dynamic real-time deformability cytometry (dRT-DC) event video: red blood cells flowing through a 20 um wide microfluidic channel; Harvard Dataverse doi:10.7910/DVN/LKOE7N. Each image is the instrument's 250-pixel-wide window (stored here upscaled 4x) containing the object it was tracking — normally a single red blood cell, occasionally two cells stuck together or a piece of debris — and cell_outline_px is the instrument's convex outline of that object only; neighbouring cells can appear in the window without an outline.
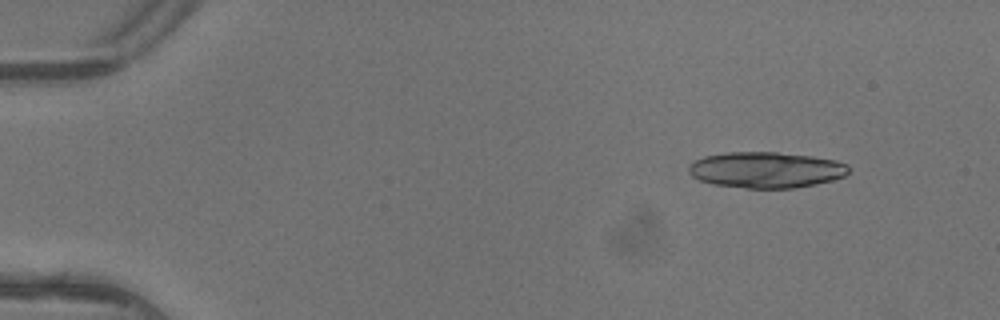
{"species": "common noctule bat (a hibernating species)", "species_latin": "Nyctalus noctula", "temperature_condition": "warm", "stored_images_in_passage": 6, "camera_frame_rate_fps": 3000, "um_per_image_px": 0.085, "animal": {"sex": "female"}, "frame": {"image": 1, "passage_image": 2, "time_ms": 0.333, "image_size_px": [1000, 320], "cell_outline_px": [[848, 172], [844, 176], [832, 180], [816, 184], [796, 188], [748, 188], [712, 184], [700, 180], [692, 176], [688, 172], [688, 164], [692, 160], [704, 156], [724, 152], [776, 152], [812, 156], [836, 160], [848, 164]], "centroid_in_image_um": [65.08, 14.43], "position_along_channel_um": 19.9, "area_um2": 33.81}}